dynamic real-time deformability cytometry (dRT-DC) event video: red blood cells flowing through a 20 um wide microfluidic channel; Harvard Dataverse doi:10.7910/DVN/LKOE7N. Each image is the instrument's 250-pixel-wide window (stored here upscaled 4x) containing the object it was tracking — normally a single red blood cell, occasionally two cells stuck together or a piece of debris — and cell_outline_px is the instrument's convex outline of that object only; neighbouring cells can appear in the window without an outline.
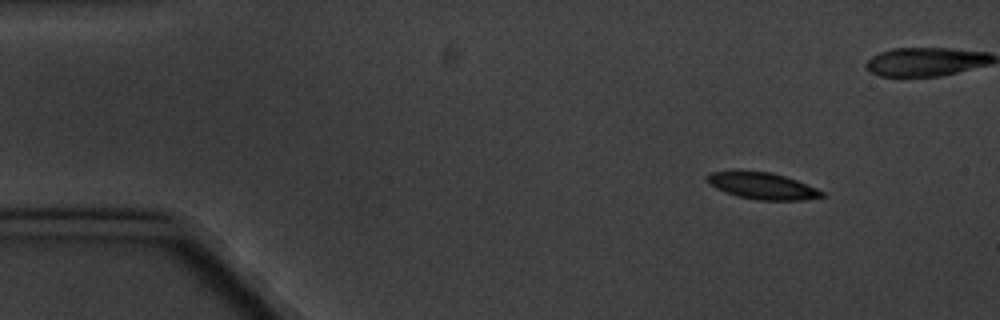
{"species": "common noctule bat (a hibernating species)", "species_latin": "Nyctalus noctula", "temperature_condition": "cold", "stored_images_in_passage": 4, "camera_frame_rate_fps": 3000, "um_per_image_px": 0.085, "animal": {"sex": "male", "body_mass_g": 20.1, "forearm_length_mm": 53.5}, "frame": {"image": 1, "passage_image": 1, "time_ms": 0.0, "image_size_px": [1000, 320], "cell_outline_px": [[824, 196], [800, 200], [756, 200], [740, 196], [716, 188], [708, 184], [704, 180], [704, 176], [708, 172], [768, 172], [784, 176], [796, 180], [816, 188], [824, 192]], "centroid_in_image_um": [64.77, 15.81], "position_along_channel_um": 20.2, "area_um2": 17.4}}